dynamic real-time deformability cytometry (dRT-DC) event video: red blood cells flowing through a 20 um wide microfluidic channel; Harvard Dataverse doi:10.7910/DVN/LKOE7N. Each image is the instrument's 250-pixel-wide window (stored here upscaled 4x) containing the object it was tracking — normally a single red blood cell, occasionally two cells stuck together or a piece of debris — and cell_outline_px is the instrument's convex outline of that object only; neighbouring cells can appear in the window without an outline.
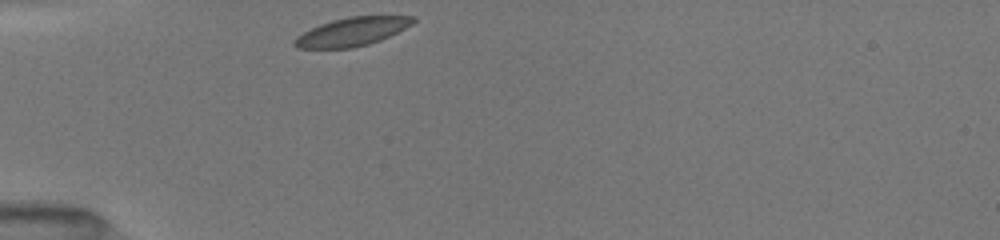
{"species": "common noctule bat (a hibernating species)", "species_latin": "Nyctalus noctula", "temperature_condition": "room temperature", "stored_images_in_passage": 29, "camera_frame_rate_fps": 3000, "um_per_image_px": 0.085, "animal": {"sex": "female", "body_mass_g": 19.5, "forearm_length_mm": 54.1}, "frame": {"image": 1, "passage_image": 1, "time_ms": 0.0, "image_size_px": [1000, 240], "cell_outline_px": [[416, 20], [412, 24], [380, 40], [368, 44], [352, 48], [296, 48], [292, 44], [292, 40], [296, 36], [320, 24], [332, 20], [348, 16], [416, 16]], "centroid_in_image_um": [29.89, 2.69], "position_along_channel_um": 55.1, "area_um2": 19.59}}
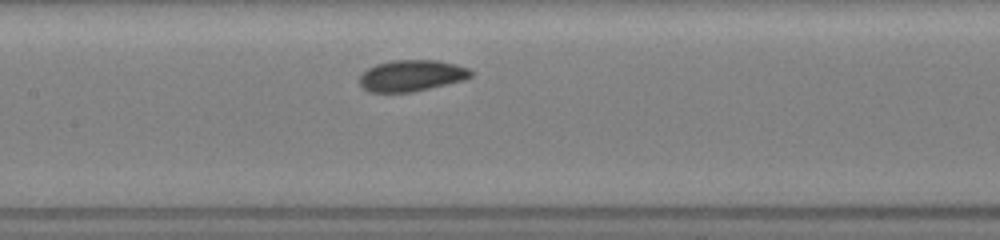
{"frame": {"image": 2, "passage_image": 11, "time_ms": 3.333, "image_size_px": [1000, 240], "cell_outline_px": [[472, 76], [464, 80], [412, 92], [368, 92], [360, 84], [360, 76], [368, 68], [376, 64], [392, 60], [436, 60], [456, 64], [468, 68], [472, 72]], "centroid_in_image_um": [34.99, 6.42], "position_along_channel_um": 172.4, "area_um2": 20.23}}
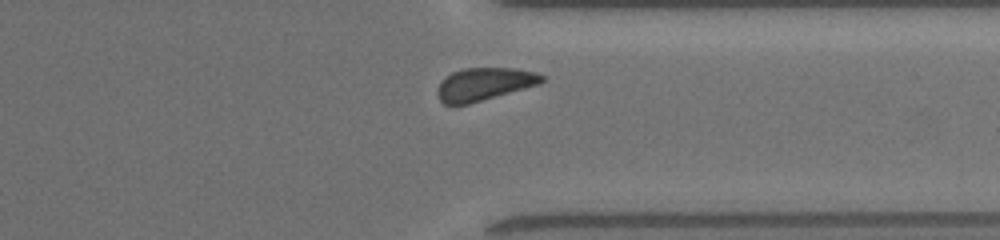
{"frame": {"image": 3, "passage_image": 26, "time_ms": 8.333, "image_size_px": [1000, 240], "cell_outline_px": [[544, 80], [540, 84], [468, 104], [444, 104], [440, 100], [436, 92], [440, 84], [452, 72], [464, 68], [512, 68], [536, 72], [544, 76]], "centroid_in_image_um": [41.18, 7.14], "position_along_channel_um": 370.2, "area_um2": 19.65}, "authors_computed_cell_mechanics": {"area_um2": 20.2878, "velocity_mm_per_s": 3.953, "shape_relaxation_time_tau1_ms": 1.5205, "shape_relaxation_time_tau2_ms": 3.4046, "deformation_change_tau1": 0.0673, "deformation_change_tau2": 0.0822}}